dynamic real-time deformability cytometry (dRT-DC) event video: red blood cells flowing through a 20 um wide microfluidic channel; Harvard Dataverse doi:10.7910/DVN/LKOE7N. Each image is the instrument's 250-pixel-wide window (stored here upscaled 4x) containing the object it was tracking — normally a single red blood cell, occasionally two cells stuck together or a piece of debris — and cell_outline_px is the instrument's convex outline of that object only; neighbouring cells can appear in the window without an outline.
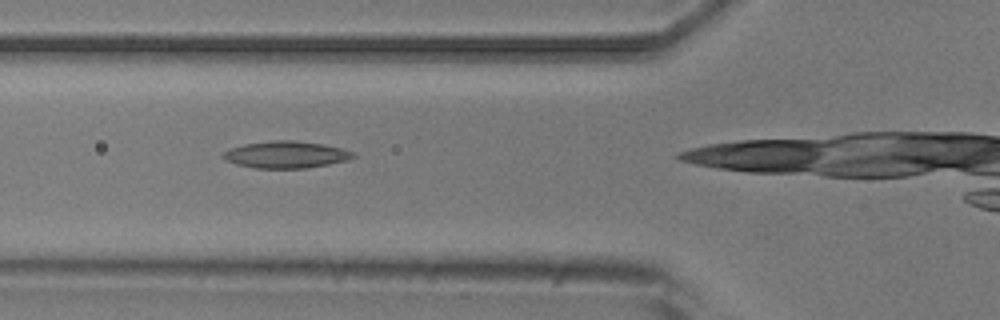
{"species": "common noctule bat (a hibernating species)", "species_latin": "Nyctalus noctula", "temperature_condition": "room temperature", "stored_images_in_passage": 8, "camera_frame_rate_fps": 3000, "um_per_image_px": 0.085, "animal": {"sex": "male", "body_mass_g": 20.5, "forearm_length_mm": 52.5}, "frame": {"image": 1, "passage_image": 3, "time_ms": 2.333, "image_size_px": [1000, 320], "cell_outline_px": [[356, 156], [348, 160], [328, 164], [304, 168], [256, 168], [236, 164], [224, 160], [224, 152], [228, 148], [244, 144], [272, 140], [296, 140], [324, 144], [356, 152]], "centroid_in_image_um": [24.32, 13.13], "position_along_channel_um": 101.5, "area_um2": 20.46}}
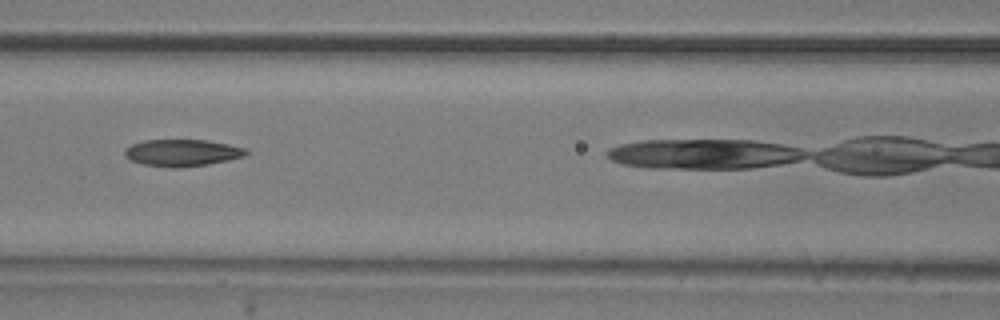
{"frame": {"image": 2, "passage_image": 4, "time_ms": 3.667, "image_size_px": [1000, 320], "cell_outline_px": [[248, 152], [244, 156], [228, 160], [204, 164], [176, 168], [172, 168], [144, 164], [132, 160], [124, 156], [124, 148], [132, 144], [144, 140], [208, 140], [228, 144], [244, 148]], "centroid_in_image_um": [15.45, 12.97], "position_along_channel_um": 151.2, "area_um2": 18.79}}